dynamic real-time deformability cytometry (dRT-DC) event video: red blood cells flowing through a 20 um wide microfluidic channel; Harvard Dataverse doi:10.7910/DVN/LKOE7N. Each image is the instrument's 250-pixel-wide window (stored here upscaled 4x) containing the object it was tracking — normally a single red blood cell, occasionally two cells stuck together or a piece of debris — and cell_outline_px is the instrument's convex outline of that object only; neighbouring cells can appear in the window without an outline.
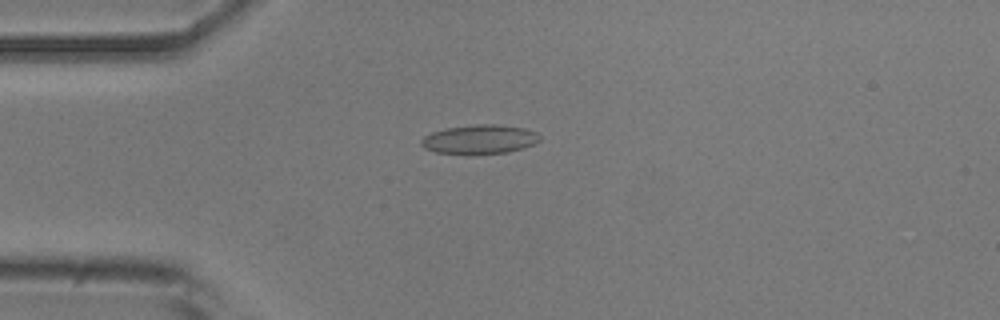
{"species": "common noctule bat (a hibernating species)", "species_latin": "Nyctalus noctula", "temperature_condition": "room temperature", "stored_images_in_passage": 6, "camera_frame_rate_fps": 3000, "um_per_image_px": 0.085, "animal": {"sex": "male", "body_mass_g": 20.5, "forearm_length_mm": 52.5}, "frame": {"image": 1, "passage_image": 4, "time_ms": 1.0, "image_size_px": [1000, 320], "cell_outline_px": [[540, 140], [524, 148], [508, 152], [436, 152], [424, 148], [420, 144], [420, 140], [424, 136], [432, 132], [444, 128], [476, 124], [496, 124], [524, 128], [536, 132], [540, 136]], "centroid_in_image_um": [40.76, 11.8], "position_along_channel_um": 44.2, "area_um2": 19.59}}
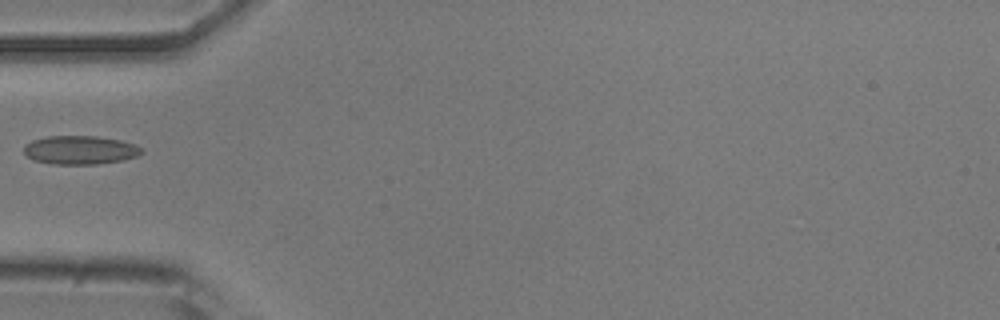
{"frame": {"image": 2, "passage_image": 5, "time_ms": 1.333, "image_size_px": [1000, 320], "cell_outline_px": [[144, 152], [136, 156], [124, 160], [96, 164], [52, 164], [36, 160], [28, 156], [24, 152], [24, 144], [32, 140], [48, 136], [96, 136], [120, 140], [136, 144], [144, 148]], "centroid_in_image_um": [6.85, 12.74], "position_along_channel_um": 78.2, "area_um2": 19.71}}
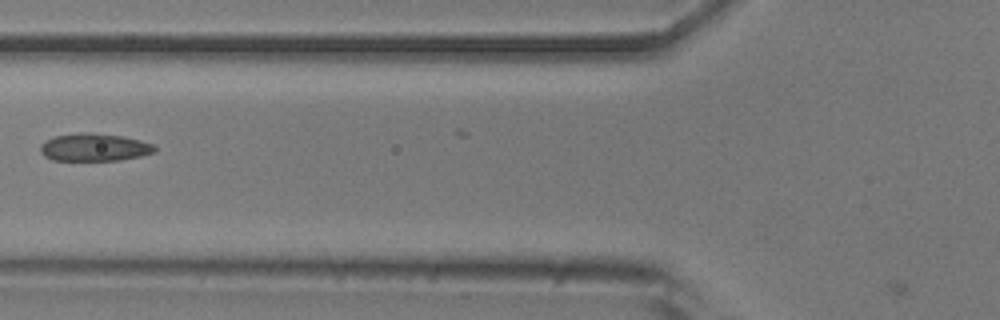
{"frame": {"image": 3, "passage_image": 6, "time_ms": 1.667, "image_size_px": [1000, 320], "cell_outline_px": [[156, 152], [140, 156], [120, 160], [52, 160], [44, 156], [40, 152], [40, 144], [44, 140], [56, 136], [84, 132], [92, 132], [124, 136], [140, 140], [152, 144], [156, 148]], "centroid_in_image_um": [8.0, 12.51], "position_along_channel_um": 117.8, "area_um2": 18.55}}